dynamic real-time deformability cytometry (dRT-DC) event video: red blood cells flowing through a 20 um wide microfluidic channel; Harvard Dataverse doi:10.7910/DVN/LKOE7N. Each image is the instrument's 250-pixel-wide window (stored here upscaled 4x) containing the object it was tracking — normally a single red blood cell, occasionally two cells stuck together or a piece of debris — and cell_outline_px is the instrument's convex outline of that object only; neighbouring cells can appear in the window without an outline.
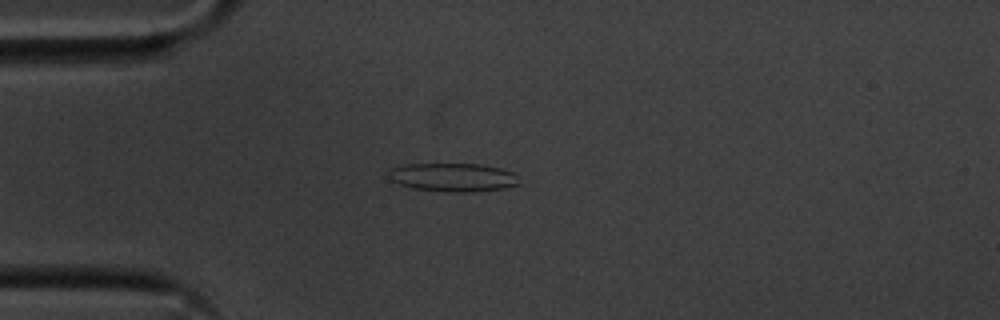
{"species": "common noctule bat (a hibernating species)", "species_latin": "Nyctalus noctula", "temperature_condition": "cold", "stored_images_in_passage": 54, "camera_frame_rate_fps": 3000, "um_per_image_px": 0.085, "animal": {"sex": "male", "body_mass_g": 20.1, "forearm_length_mm": 53.5}, "frame": {"image": 1, "passage_image": 13, "time_ms": 4.0, "image_size_px": [1000, 320], "cell_outline_px": [[520, 184], [504, 188], [468, 192], [452, 192], [412, 188], [388, 180], [388, 172], [392, 168], [404, 164], [480, 164], [500, 168], [512, 172], [516, 176]], "centroid_in_image_um": [38.47, 15.07], "position_along_channel_um": 46.5, "area_um2": 21.62}}
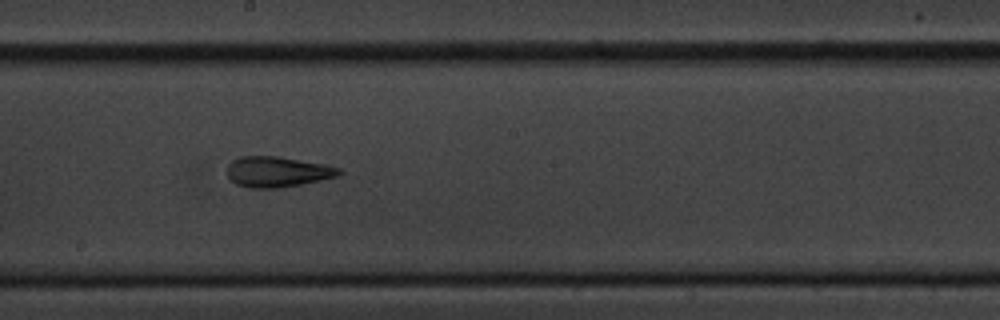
{"frame": {"image": 2, "passage_image": 29, "time_ms": 9.333, "image_size_px": [1000, 320], "cell_outline_px": [[344, 172], [336, 176], [320, 180], [280, 188], [248, 188], [236, 184], [228, 176], [228, 164], [232, 160], [240, 156], [276, 156], [324, 164], [340, 168]], "centroid_in_image_um": [23.56, 14.6], "position_along_channel_um": 224.6, "area_um2": 19.83}}
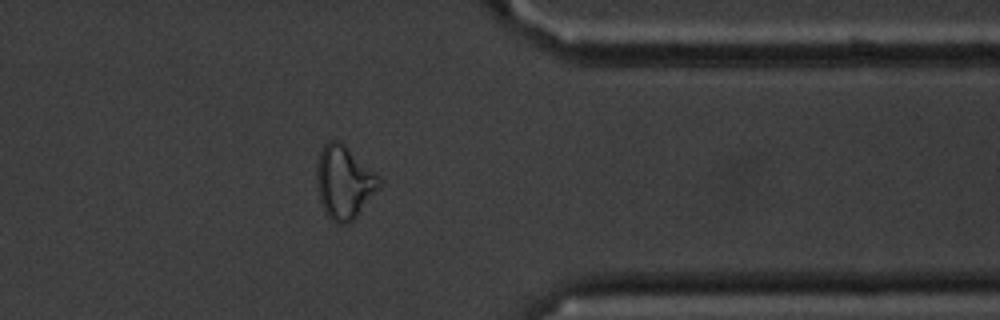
{"frame": {"image": 3, "passage_image": 43, "time_ms": 14.0, "image_size_px": [1000, 320], "cell_outline_px": [[384, 184], [356, 216], [348, 224], [336, 224], [324, 212], [320, 200], [316, 180], [316, 164], [320, 152], [324, 144], [328, 140], [336, 140], [344, 144], [380, 176], [384, 180]], "centroid_in_image_um": [29.27, 15.49], "position_along_channel_um": 382.1, "area_um2": 26.93}, "authors_computed_cell_mechanics": {"area_um2": 21.1548, "velocity_mm_per_s": 3.606, "shape_relaxation_time_tau1_ms": 8.9912, "shape_relaxation_time_tau2_ms": 2.3086, "deformation_change_tau1": 0.2187, "deformation_change_tau2": 0.1108}}